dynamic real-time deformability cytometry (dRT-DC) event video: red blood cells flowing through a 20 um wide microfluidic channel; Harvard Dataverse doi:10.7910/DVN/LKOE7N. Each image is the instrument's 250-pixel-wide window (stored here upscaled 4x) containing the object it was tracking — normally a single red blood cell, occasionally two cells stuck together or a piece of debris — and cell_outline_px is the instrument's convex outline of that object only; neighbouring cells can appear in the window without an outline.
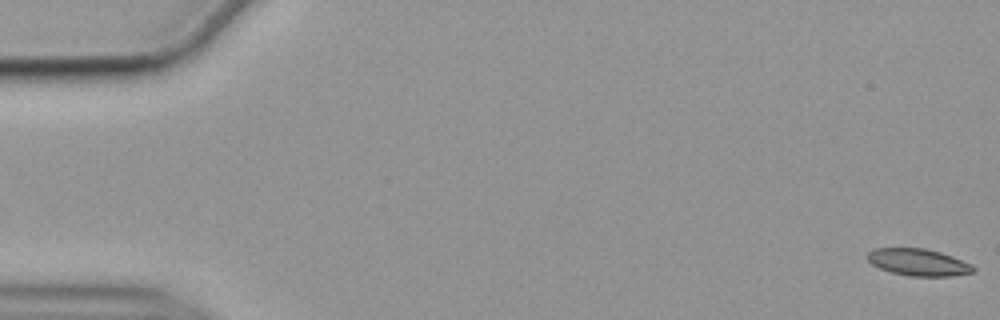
{"species": "common noctule bat (a hibernating species)", "species_latin": "Nyctalus noctula", "temperature_condition": "cold", "stored_images_in_passage": 57, "camera_frame_rate_fps": 3000, "um_per_image_px": 0.085, "animal": {"sex": "female", "body_mass_g": 19.9}, "frame": {"image": 1, "passage_image": 1, "time_ms": 0.0, "image_size_px": [1000, 320], "cell_outline_px": [[976, 272], [952, 276], [908, 276], [892, 272], [880, 268], [872, 264], [864, 256], [872, 248], [924, 248], [940, 252], [952, 256], [972, 264], [976, 268]], "centroid_in_image_um": [78.06, 22.29], "position_along_channel_um": 6.9, "area_um2": 16.82}}
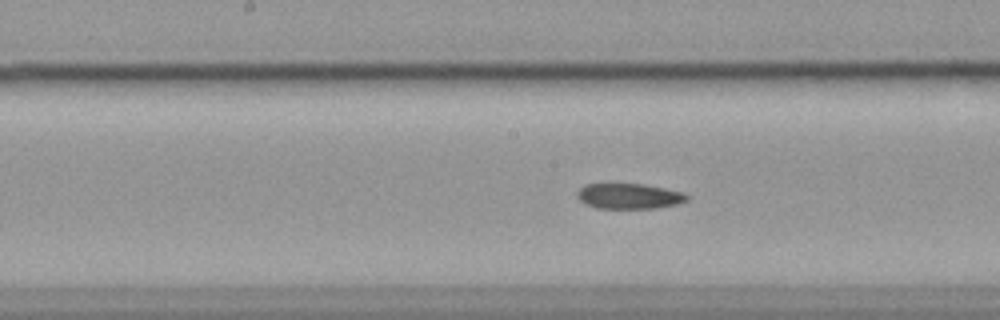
{"frame": {"image": 2, "passage_image": 29, "time_ms": 9.333, "image_size_px": [1000, 320], "cell_outline_px": [[688, 200], [676, 204], [656, 208], [596, 208], [584, 204], [576, 196], [576, 192], [584, 184], [644, 184], [684, 192], [688, 196]], "centroid_in_image_um": [53.44, 16.67], "position_along_channel_um": 194.8, "area_um2": 16.3}}
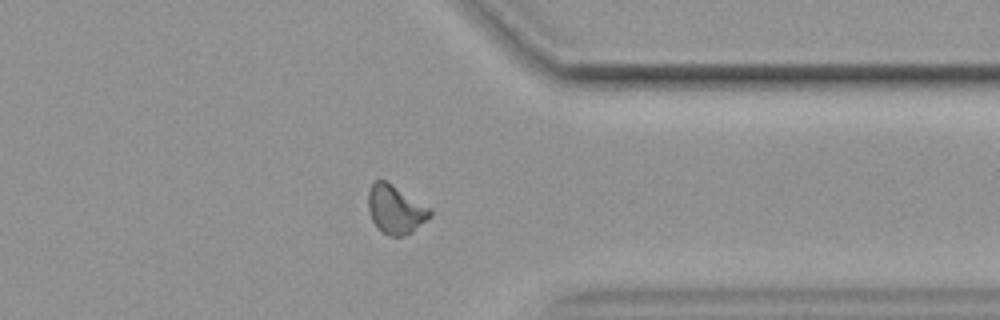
{"frame": {"image": 3, "passage_image": 45, "time_ms": 14.667, "image_size_px": [1000, 320], "cell_outline_px": [[432, 216], [412, 232], [404, 236], [392, 236], [380, 232], [372, 220], [368, 212], [368, 192], [372, 184], [376, 180], [384, 180], [392, 184], [432, 208]], "centroid_in_image_um": [33.63, 17.81], "position_along_channel_um": 377.8, "area_um2": 17.69}}